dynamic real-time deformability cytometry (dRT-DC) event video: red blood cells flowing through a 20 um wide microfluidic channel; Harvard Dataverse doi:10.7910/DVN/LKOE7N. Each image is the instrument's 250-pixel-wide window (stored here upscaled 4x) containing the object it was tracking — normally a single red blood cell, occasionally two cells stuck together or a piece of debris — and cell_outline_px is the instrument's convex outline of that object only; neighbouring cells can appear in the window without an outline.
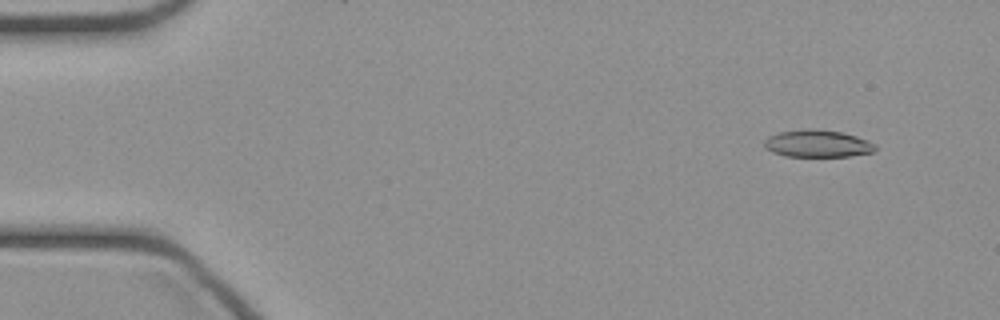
{"species": "common noctule bat (a hibernating species)", "species_latin": "Nyctalus noctula", "temperature_condition": "cold", "stored_images_in_passage": 10, "camera_frame_rate_fps": 3000, "um_per_image_px": 0.085, "animal": {"sex": "female", "body_mass_g": 21.9}, "frame": {"image": 1, "passage_image": 4, "time_ms": 1.0, "image_size_px": [1000, 320], "cell_outline_px": [[876, 148], [872, 152], [852, 156], [784, 156], [772, 152], [764, 148], [764, 140], [768, 136], [780, 132], [804, 128], [812, 128], [844, 132], [868, 140], [876, 144]], "centroid_in_image_um": [69.48, 12.19], "position_along_channel_um": 15.5, "area_um2": 17.86}}